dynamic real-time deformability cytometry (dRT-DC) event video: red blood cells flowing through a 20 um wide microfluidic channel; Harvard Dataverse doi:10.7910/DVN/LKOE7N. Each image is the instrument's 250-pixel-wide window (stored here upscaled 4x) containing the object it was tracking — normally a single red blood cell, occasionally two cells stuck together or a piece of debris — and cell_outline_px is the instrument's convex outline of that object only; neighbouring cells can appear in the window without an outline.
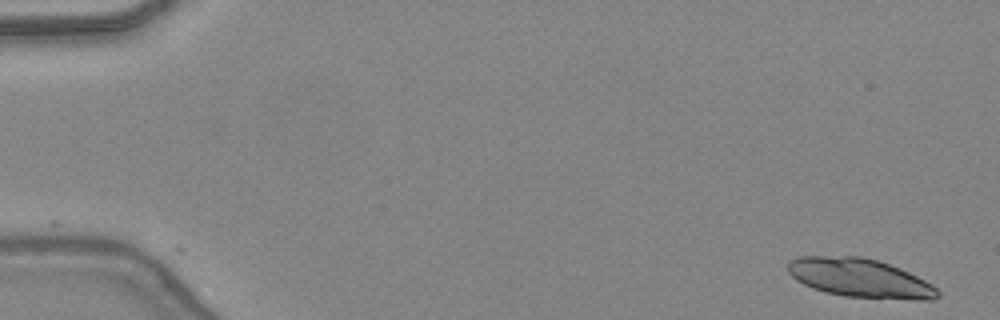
{"species": "common noctule bat (a hibernating species)", "species_latin": "Nyctalus noctula", "temperature_condition": "warm", "stored_images_in_passage": 21, "camera_frame_rate_fps": 3000, "um_per_image_px": 0.085, "animal": {"sex": "female", "body_mass_g": 24.6, "forearm_length_mm": 56.2}, "frame": {"image": 1, "passage_image": 1, "time_ms": 0.0, "image_size_px": [1000, 320], "cell_outline_px": [[940, 296], [932, 300], [916, 300], [844, 296], [824, 292], [812, 288], [796, 280], [788, 272], [788, 260], [800, 256], [864, 256], [900, 268], [932, 284], [940, 292]], "centroid_in_image_um": [73.09, 23.63], "position_along_channel_um": 11.9, "area_um2": 33.99}}